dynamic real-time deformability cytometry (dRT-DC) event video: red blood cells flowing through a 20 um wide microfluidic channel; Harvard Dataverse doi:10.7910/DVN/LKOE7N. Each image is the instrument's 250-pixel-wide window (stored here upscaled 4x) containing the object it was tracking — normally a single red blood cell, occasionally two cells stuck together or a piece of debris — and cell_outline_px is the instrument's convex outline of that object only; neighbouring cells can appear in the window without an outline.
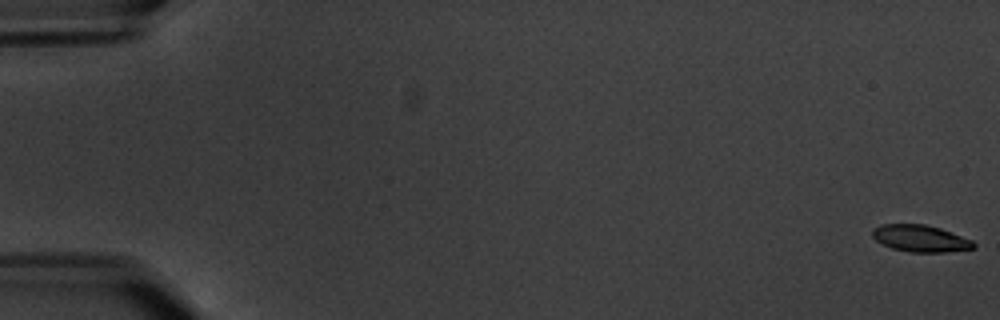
{"species": "common noctule bat (a hibernating species)", "species_latin": "Nyctalus noctula", "temperature_condition": "warm", "stored_images_in_passage": 7, "camera_frame_rate_fps": 3000, "um_per_image_px": 0.085, "animal": {"sex": "male", "body_mass_g": 20.1, "forearm_length_mm": 53.5}, "frame": {"image": 1, "passage_image": 1, "time_ms": 0.0, "image_size_px": [1000, 320], "cell_outline_px": [[976, 248], [944, 252], [908, 252], [892, 248], [876, 240], [872, 236], [872, 228], [880, 224], [924, 224], [940, 228], [952, 232], [972, 240], [976, 244]], "centroid_in_image_um": [78.24, 20.26], "position_along_channel_um": 6.8, "area_um2": 15.9}}
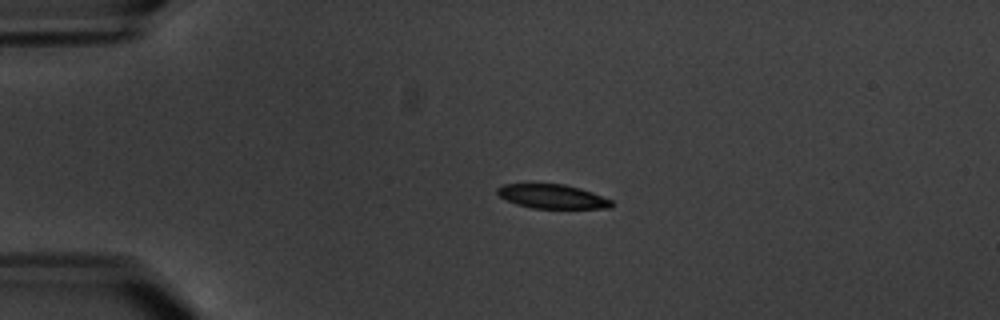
{"frame": {"image": 2, "passage_image": 5, "time_ms": 4.667, "image_size_px": [1000, 320], "cell_outline_px": [[612, 208], [532, 208], [516, 204], [500, 196], [496, 192], [496, 188], [504, 184], [564, 184], [580, 188], [592, 192], [612, 200]], "centroid_in_image_um": [46.95, 16.7], "position_along_channel_um": 38.1, "area_um2": 15.95}}
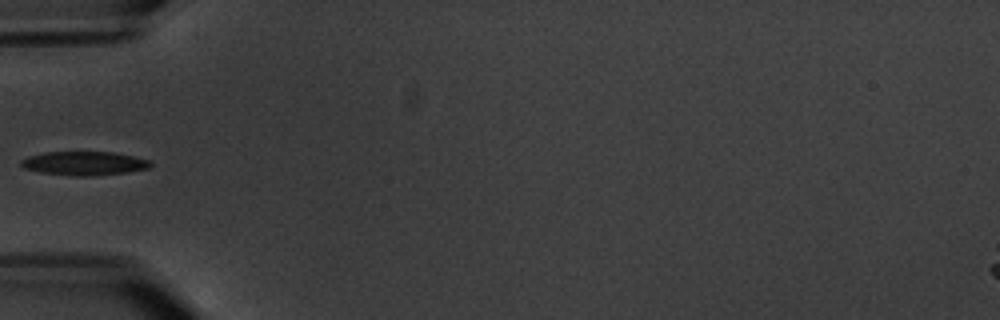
{"frame": {"image": 3, "passage_image": 7, "time_ms": 7.0, "image_size_px": [1000, 320], "cell_outline_px": [[152, 164], [148, 168], [128, 172], [88, 176], [76, 176], [40, 172], [24, 168], [20, 164], [20, 160], [28, 156], [44, 152], [116, 152], [152, 160]], "centroid_in_image_um": [7.17, 13.87], "position_along_channel_um": 77.8, "area_um2": 18.03}}